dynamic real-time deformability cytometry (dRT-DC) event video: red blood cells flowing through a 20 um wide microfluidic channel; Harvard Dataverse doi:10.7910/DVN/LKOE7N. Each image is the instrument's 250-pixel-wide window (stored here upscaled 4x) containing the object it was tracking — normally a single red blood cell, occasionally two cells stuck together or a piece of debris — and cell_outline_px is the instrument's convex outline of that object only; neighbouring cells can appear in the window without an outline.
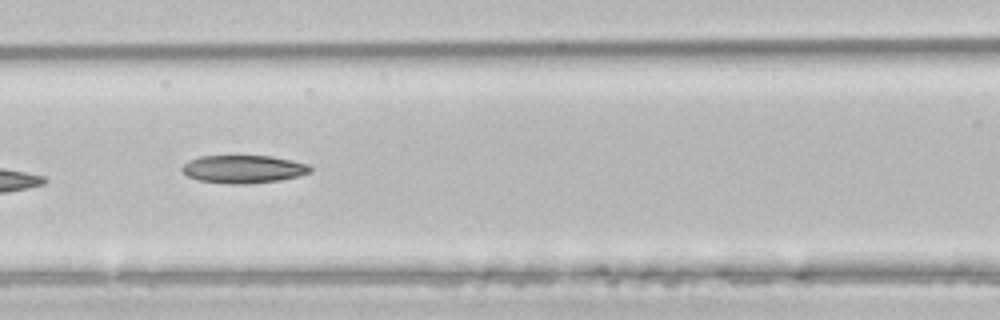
{"species": "common noctule bat (a hibernating species)", "species_latin": "Nyctalus noctula", "temperature_condition": "room temperature", "stored_images_in_passage": 5, "camera_frame_rate_fps": 3000, "um_per_image_px": 0.085, "animal": {"sex": "male", "body_mass_g": 21.5, "forearm_length_mm": 52.0}, "frame": {"image": 1, "passage_image": 5, "time_ms": 1.333, "image_size_px": [1000, 320], "cell_outline_px": [[312, 172], [300, 176], [280, 180], [248, 184], [228, 184], [196, 180], [180, 172], [180, 168], [188, 160], [200, 156], [272, 156], [292, 160], [308, 164], [312, 168]], "centroid_in_image_um": [20.67, 14.38], "position_along_channel_um": 145.9, "area_um2": 21.21}}